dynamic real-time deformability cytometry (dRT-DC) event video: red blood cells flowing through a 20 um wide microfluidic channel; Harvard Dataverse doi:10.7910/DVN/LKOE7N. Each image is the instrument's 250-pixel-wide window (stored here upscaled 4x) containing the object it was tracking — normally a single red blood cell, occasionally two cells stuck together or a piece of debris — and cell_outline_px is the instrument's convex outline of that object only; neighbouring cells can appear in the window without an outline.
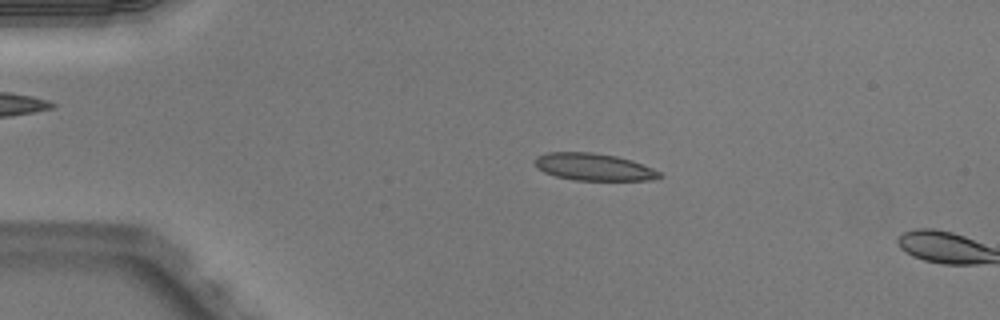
{"species": "Egyptian fruit bat (a non-hibernating species)", "species_latin": "Rousettus aegyptiacus", "temperature_condition": "warm", "stored_images_in_passage": 12, "camera_frame_rate_fps": 3000, "um_per_image_px": 0.085, "animal": {"sex": "male"}, "frame": {"image": 1, "passage_image": 10, "time_ms": 3.0, "image_size_px": [1000, 320], "cell_outline_px": [[664, 176], [652, 180], [572, 180], [556, 176], [544, 172], [536, 168], [536, 156], [548, 152], [592, 152], [616, 156], [632, 160], [652, 168], [660, 172]], "centroid_in_image_um": [50.47, 14.19], "position_along_channel_um": 34.5, "area_um2": 19.77}}